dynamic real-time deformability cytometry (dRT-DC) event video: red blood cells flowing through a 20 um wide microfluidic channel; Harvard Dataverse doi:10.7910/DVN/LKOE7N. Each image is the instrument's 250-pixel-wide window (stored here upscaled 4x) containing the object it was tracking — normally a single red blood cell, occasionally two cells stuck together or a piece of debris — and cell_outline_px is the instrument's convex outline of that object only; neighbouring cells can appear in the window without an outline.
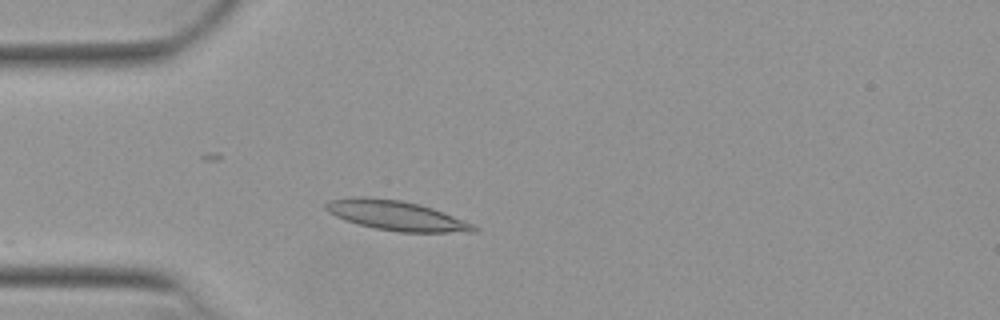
{"species": "Egyptian fruit bat (a non-hibernating species)", "species_latin": "Rousettus aegyptiacus", "temperature_condition": "warm", "stored_images_in_passage": 6, "camera_frame_rate_fps": 3000, "um_per_image_px": 0.085, "animal": {"sex": "female"}, "frame": {"image": 1, "passage_image": 2, "time_ms": 0.333, "image_size_px": [1000, 320], "cell_outline_px": [[480, 228], [476, 232], [400, 232], [376, 228], [344, 220], [328, 212], [324, 208], [324, 204], [328, 200], [352, 196], [368, 196], [400, 200], [420, 204], [432, 208], [464, 220]], "centroid_in_image_um": [33.65, 18.3], "position_along_channel_um": 51.4, "area_um2": 25.72}}
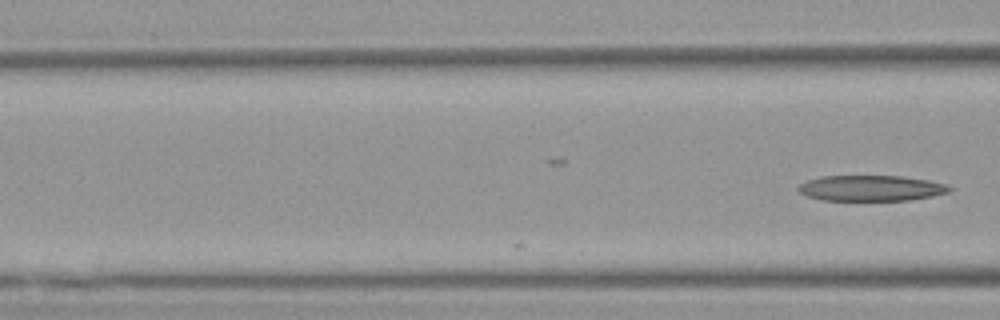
{"frame": {"image": 2, "passage_image": 6, "time_ms": 1.667, "image_size_px": [1000, 320], "cell_outline_px": [[952, 188], [948, 192], [932, 196], [908, 200], [820, 200], [804, 196], [796, 188], [800, 184], [808, 180], [820, 176], [900, 176], [928, 180], [944, 184]], "centroid_in_image_um": [73.97, 15.99], "position_along_channel_um": 92.6, "area_um2": 22.54}}